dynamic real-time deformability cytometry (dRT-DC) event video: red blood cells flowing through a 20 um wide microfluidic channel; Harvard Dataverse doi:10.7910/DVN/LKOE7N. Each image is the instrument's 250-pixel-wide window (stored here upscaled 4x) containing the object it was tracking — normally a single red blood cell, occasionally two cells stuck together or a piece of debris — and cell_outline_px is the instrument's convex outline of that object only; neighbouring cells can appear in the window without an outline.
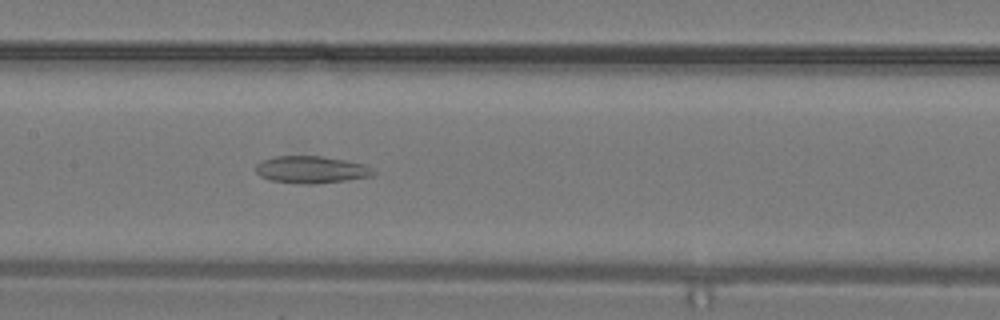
{"species": "common noctule bat (a hibernating species)", "species_latin": "Nyctalus noctula", "temperature_condition": "warm", "stored_images_in_passage": 16, "camera_frame_rate_fps": 3000, "um_per_image_px": 0.085, "animal": {"sex": "male", "body_mass_g": 19.2, "forearm_length_mm": 51.8}, "frame": {"image": 1, "passage_image": 16, "time_ms": 5.0, "image_size_px": [1000, 320], "cell_outline_px": [[376, 172], [372, 176], [344, 180], [312, 184], [272, 180], [260, 176], [256, 172], [256, 164], [260, 160], [276, 156], [320, 156], [344, 160], [364, 164], [372, 168]], "centroid_in_image_um": [26.44, 14.4], "position_along_channel_um": 181.0, "area_um2": 18.32}}